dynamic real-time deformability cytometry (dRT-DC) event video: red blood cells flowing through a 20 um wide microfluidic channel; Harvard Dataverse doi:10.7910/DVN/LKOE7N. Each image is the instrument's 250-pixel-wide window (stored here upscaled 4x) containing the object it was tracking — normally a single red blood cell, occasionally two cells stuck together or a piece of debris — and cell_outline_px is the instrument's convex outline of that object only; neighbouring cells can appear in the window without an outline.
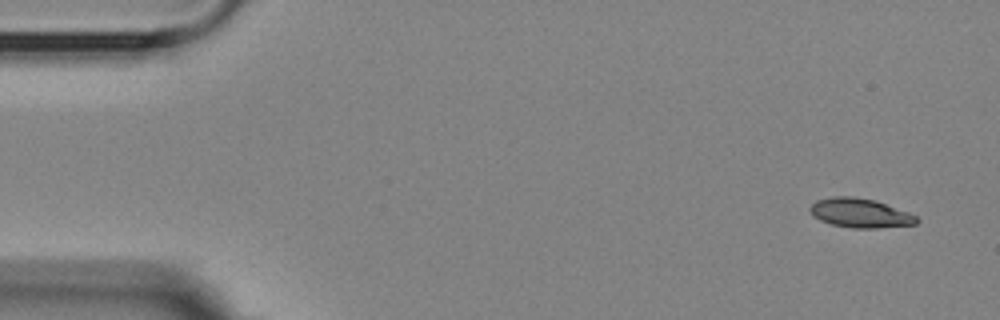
{"species": "Egyptian fruit bat (a non-hibernating species)", "species_latin": "Rousettus aegyptiacus", "temperature_condition": "room temperature", "stored_images_in_passage": 7, "camera_frame_rate_fps": 3000, "um_per_image_px": 0.085, "animal": {"sex": "female"}, "frame": {"image": 1, "passage_image": 1, "time_ms": 0.0, "image_size_px": [1000, 320], "cell_outline_px": [[920, 220], [916, 224], [876, 228], [852, 228], [832, 224], [820, 220], [812, 216], [808, 208], [816, 200], [832, 196], [852, 196], [876, 200], [908, 212], [916, 216]], "centroid_in_image_um": [73.09, 18.1], "position_along_channel_um": 11.9, "area_um2": 18.26}}
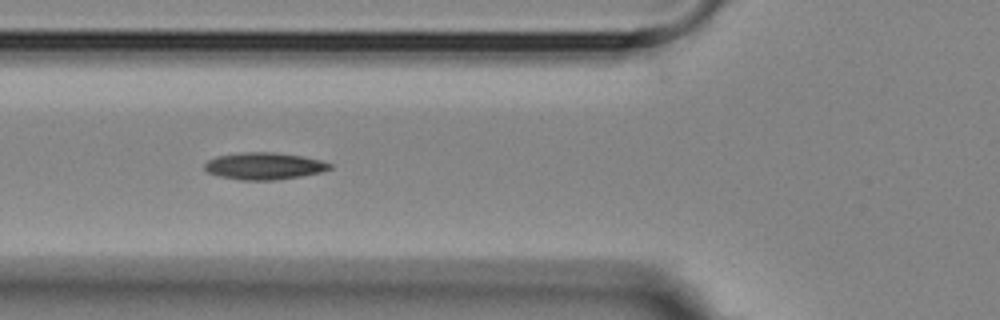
{"frame": {"image": 2, "passage_image": 6, "time_ms": 5.667, "image_size_px": [1000, 320], "cell_outline_px": [[332, 168], [320, 172], [300, 176], [272, 180], [240, 180], [220, 176], [208, 172], [204, 168], [204, 164], [208, 160], [216, 156], [244, 152], [272, 152], [300, 156], [320, 160], [332, 164]], "centroid_in_image_um": [22.43, 14.11], "position_along_channel_um": 103.4, "area_um2": 19.48}}
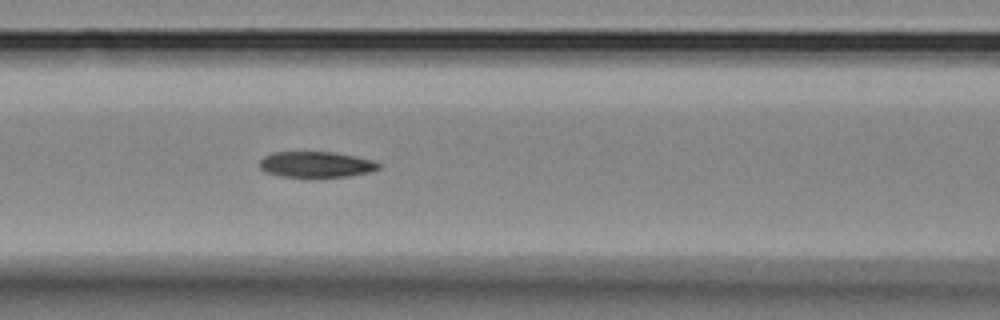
{"frame": {"image": 3, "passage_image": 7, "time_ms": 6.667, "image_size_px": [1000, 320], "cell_outline_px": [[384, 164], [380, 168], [368, 172], [348, 176], [280, 176], [264, 172], [260, 168], [260, 160], [264, 156], [272, 152], [332, 152], [356, 156], [372, 160]], "centroid_in_image_um": [26.87, 13.96], "position_along_channel_um": 139.7, "area_um2": 17.8}}